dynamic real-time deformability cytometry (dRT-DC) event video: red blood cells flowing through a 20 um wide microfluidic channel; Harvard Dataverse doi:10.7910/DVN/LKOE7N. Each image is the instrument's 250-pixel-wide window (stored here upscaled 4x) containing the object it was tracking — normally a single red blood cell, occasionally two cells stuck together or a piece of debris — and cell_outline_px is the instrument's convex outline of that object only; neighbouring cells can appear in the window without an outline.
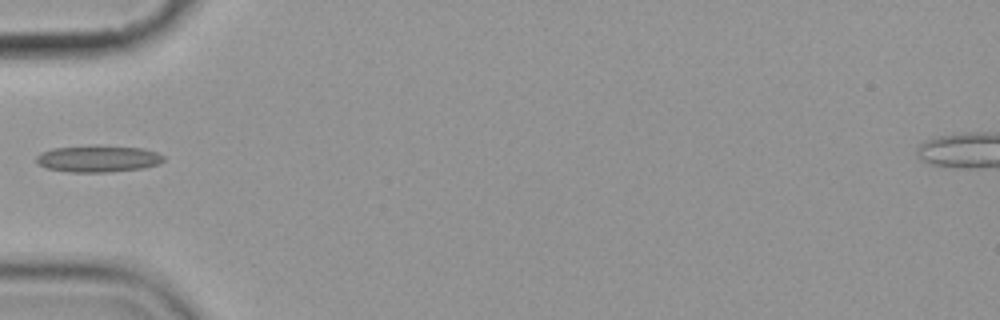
{"species": "common noctule bat (a hibernating species)", "species_latin": "Nyctalus noctula", "temperature_condition": "cold", "stored_images_in_passage": 4, "camera_frame_rate_fps": 3000, "um_per_image_px": 0.085, "animal": {"sex": "female", "body_mass_g": 19.9}, "frame": {"image": 1, "passage_image": 4, "time_ms": 3.333, "image_size_px": [1000, 320], "cell_outline_px": [[164, 160], [156, 164], [144, 168], [104, 172], [72, 172], [44, 168], [36, 160], [36, 156], [40, 152], [52, 148], [144, 148], [156, 152], [164, 156]], "centroid_in_image_um": [8.31, 13.54], "position_along_channel_um": 76.7, "area_um2": 18.79}}